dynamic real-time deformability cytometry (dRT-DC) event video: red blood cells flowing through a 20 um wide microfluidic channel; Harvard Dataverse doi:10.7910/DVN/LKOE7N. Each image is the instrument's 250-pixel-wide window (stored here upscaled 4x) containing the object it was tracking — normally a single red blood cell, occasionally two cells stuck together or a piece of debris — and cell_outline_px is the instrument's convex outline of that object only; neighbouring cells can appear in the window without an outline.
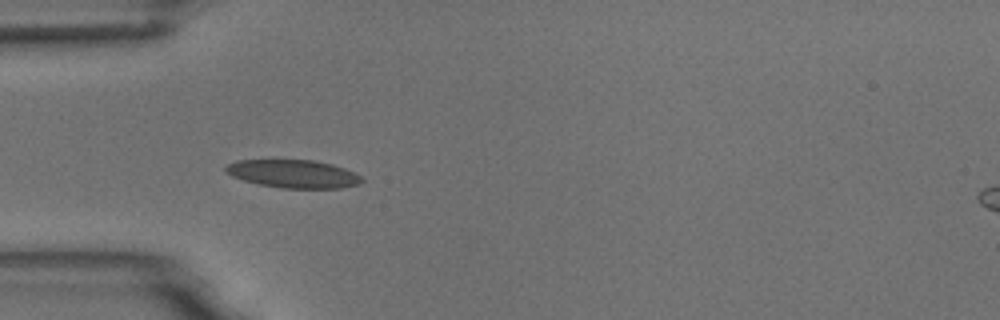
{"species": "common noctule bat (a hibernating species)", "species_latin": "Nyctalus noctula", "temperature_condition": "room temperature", "stored_images_in_passage": 39, "camera_frame_rate_fps": 3000, "um_per_image_px": 0.085, "animal": {"sex": "male", "body_mass_g": 18.8}, "frame": {"image": 1, "passage_image": 1, "time_ms": 0.0, "image_size_px": [1000, 320], "cell_outline_px": [[364, 180], [360, 184], [340, 188], [280, 188], [260, 184], [244, 180], [232, 176], [224, 172], [224, 168], [228, 164], [236, 160], [312, 160], [332, 164], [344, 168], [360, 176]], "centroid_in_image_um": [24.92, 14.77], "position_along_channel_um": 60.1, "area_um2": 22.2}}
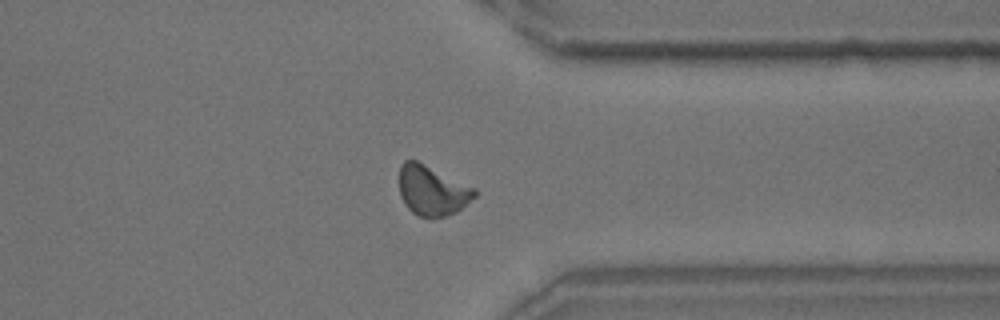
{"frame": {"image": 2, "passage_image": 27, "time_ms": 8.667, "image_size_px": [1000, 320], "cell_outline_px": [[476, 196], [456, 212], [432, 220], [420, 216], [412, 212], [404, 204], [400, 196], [400, 164], [404, 160], [416, 160], [476, 188]], "centroid_in_image_um": [36.73, 16.21], "position_along_channel_um": 374.7, "area_um2": 22.02}}
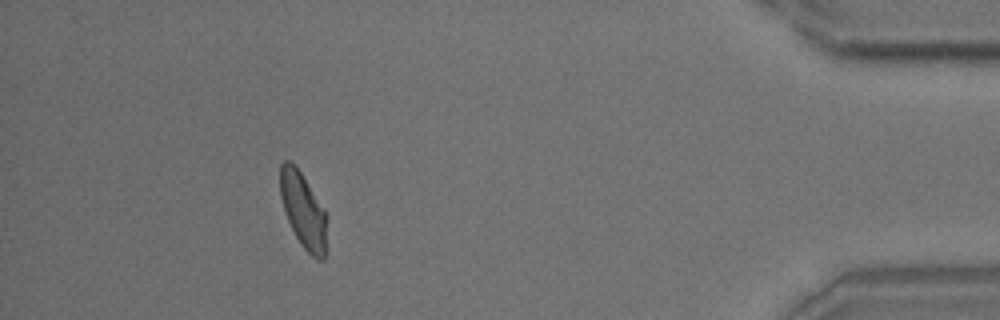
{"frame": {"image": 3, "passage_image": 34, "time_ms": 11.0, "image_size_px": [1000, 320], "cell_outline_px": [[328, 216], [324, 260], [316, 260], [304, 248], [296, 236], [288, 220], [280, 196], [280, 164], [284, 160], [288, 160], [300, 172], [324, 208]], "centroid_in_image_um": [25.8, 17.91], "position_along_channel_um": 409.4, "area_um2": 20.35}, "authors_computed_cell_mechanics": {"area_um2": 21.097, "velocity_mm_per_s": 3.6977, "shape_relaxation_time_tau1_ms": 9.9709, "shape_relaxation_time_tau2_ms": 3.4407, "deformation_change_tau1": 0.1767, "deformation_change_tau2": 0.0782}}